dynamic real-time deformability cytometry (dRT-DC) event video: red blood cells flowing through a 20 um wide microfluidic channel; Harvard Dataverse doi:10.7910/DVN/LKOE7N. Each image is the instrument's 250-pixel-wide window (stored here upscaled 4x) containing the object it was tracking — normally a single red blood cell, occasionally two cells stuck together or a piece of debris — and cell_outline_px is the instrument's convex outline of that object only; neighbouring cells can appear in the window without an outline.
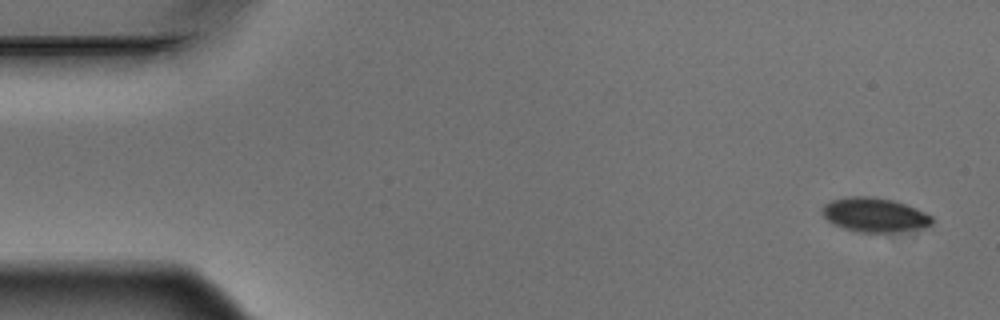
{"species": "Egyptian fruit bat (a non-hibernating species)", "species_latin": "Rousettus aegyptiacus", "temperature_condition": "warm", "stored_images_in_passage": 6, "camera_frame_rate_fps": 3000, "um_per_image_px": 0.085, "animal": {"sex": "male"}, "frame": {"image": 1, "passage_image": 1, "time_ms": 0.0, "image_size_px": [1000, 320], "cell_outline_px": [[932, 224], [924, 228], [884, 232], [860, 232], [844, 228], [828, 220], [820, 212], [820, 208], [824, 204], [832, 200], [844, 196], [872, 196], [892, 200], [916, 208], [932, 216]], "centroid_in_image_um": [74.3, 18.24], "position_along_channel_um": 10.7, "area_um2": 21.79}}
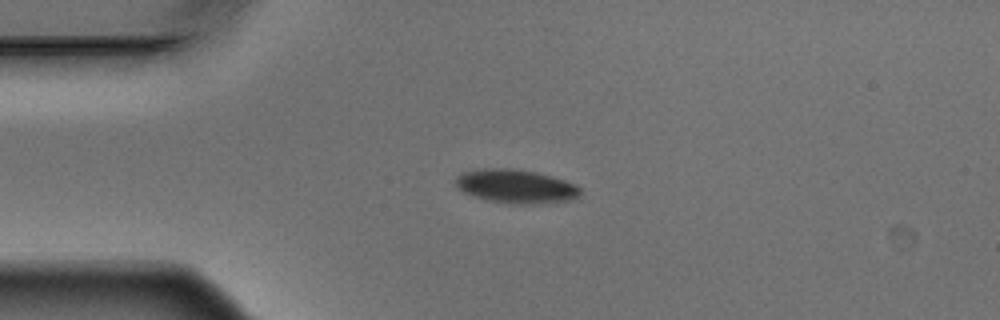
{"frame": {"image": 2, "passage_image": 4, "time_ms": 1.0, "image_size_px": [1000, 320], "cell_outline_px": [[580, 196], [572, 200], [520, 204], [492, 200], [476, 196], [464, 192], [456, 184], [456, 176], [464, 172], [484, 168], [504, 168], [536, 172], [552, 176], [576, 184], [580, 188]], "centroid_in_image_um": [43.89, 15.82], "position_along_channel_um": 41.1, "area_um2": 23.87}}
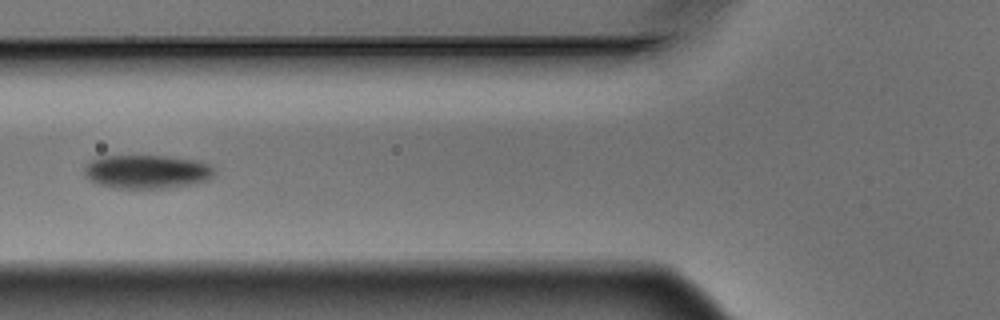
{"frame": {"image": 3, "passage_image": 6, "time_ms": 1.667, "image_size_px": [1000, 320], "cell_outline_px": [[216, 172], [208, 180], [192, 184], [168, 188], [112, 188], [96, 184], [84, 172], [84, 164], [100, 156], [168, 156], [200, 160], [216, 168]], "centroid_in_image_um": [12.52, 14.59], "position_along_channel_um": 113.3, "area_um2": 25.84}}